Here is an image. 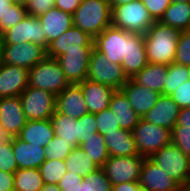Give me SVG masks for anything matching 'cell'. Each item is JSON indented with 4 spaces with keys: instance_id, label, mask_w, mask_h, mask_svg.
Listing matches in <instances>:
<instances>
[{
    "instance_id": "obj_25",
    "label": "cell",
    "mask_w": 190,
    "mask_h": 191,
    "mask_svg": "<svg viewBox=\"0 0 190 191\" xmlns=\"http://www.w3.org/2000/svg\"><path fill=\"white\" fill-rule=\"evenodd\" d=\"M109 156H134L139 155L132 131L117 129L112 133L103 135Z\"/></svg>"
},
{
    "instance_id": "obj_45",
    "label": "cell",
    "mask_w": 190,
    "mask_h": 191,
    "mask_svg": "<svg viewBox=\"0 0 190 191\" xmlns=\"http://www.w3.org/2000/svg\"><path fill=\"white\" fill-rule=\"evenodd\" d=\"M179 108L190 107V79L181 84L171 95H169Z\"/></svg>"
},
{
    "instance_id": "obj_11",
    "label": "cell",
    "mask_w": 190,
    "mask_h": 191,
    "mask_svg": "<svg viewBox=\"0 0 190 191\" xmlns=\"http://www.w3.org/2000/svg\"><path fill=\"white\" fill-rule=\"evenodd\" d=\"M3 44L31 42L46 49V35L38 17L27 15L18 24L1 35Z\"/></svg>"
},
{
    "instance_id": "obj_38",
    "label": "cell",
    "mask_w": 190,
    "mask_h": 191,
    "mask_svg": "<svg viewBox=\"0 0 190 191\" xmlns=\"http://www.w3.org/2000/svg\"><path fill=\"white\" fill-rule=\"evenodd\" d=\"M74 147L65 142L62 138L54 136L47 144L45 157L46 160H65Z\"/></svg>"
},
{
    "instance_id": "obj_35",
    "label": "cell",
    "mask_w": 190,
    "mask_h": 191,
    "mask_svg": "<svg viewBox=\"0 0 190 191\" xmlns=\"http://www.w3.org/2000/svg\"><path fill=\"white\" fill-rule=\"evenodd\" d=\"M164 95H171L181 84L189 80L188 67L176 62L167 65Z\"/></svg>"
},
{
    "instance_id": "obj_41",
    "label": "cell",
    "mask_w": 190,
    "mask_h": 191,
    "mask_svg": "<svg viewBox=\"0 0 190 191\" xmlns=\"http://www.w3.org/2000/svg\"><path fill=\"white\" fill-rule=\"evenodd\" d=\"M17 169L12 141L0 144V171L15 173Z\"/></svg>"
},
{
    "instance_id": "obj_1",
    "label": "cell",
    "mask_w": 190,
    "mask_h": 191,
    "mask_svg": "<svg viewBox=\"0 0 190 191\" xmlns=\"http://www.w3.org/2000/svg\"><path fill=\"white\" fill-rule=\"evenodd\" d=\"M181 31L155 21L143 35L148 63L169 65L175 60Z\"/></svg>"
},
{
    "instance_id": "obj_31",
    "label": "cell",
    "mask_w": 190,
    "mask_h": 191,
    "mask_svg": "<svg viewBox=\"0 0 190 191\" xmlns=\"http://www.w3.org/2000/svg\"><path fill=\"white\" fill-rule=\"evenodd\" d=\"M66 170L85 177L93 173L99 167L93 162L88 154L79 146L72 149L65 159Z\"/></svg>"
},
{
    "instance_id": "obj_30",
    "label": "cell",
    "mask_w": 190,
    "mask_h": 191,
    "mask_svg": "<svg viewBox=\"0 0 190 191\" xmlns=\"http://www.w3.org/2000/svg\"><path fill=\"white\" fill-rule=\"evenodd\" d=\"M190 20V3L171 2L160 22L180 31H186Z\"/></svg>"
},
{
    "instance_id": "obj_28",
    "label": "cell",
    "mask_w": 190,
    "mask_h": 191,
    "mask_svg": "<svg viewBox=\"0 0 190 191\" xmlns=\"http://www.w3.org/2000/svg\"><path fill=\"white\" fill-rule=\"evenodd\" d=\"M167 75V65L148 63L131 79L144 87H148L164 95V83Z\"/></svg>"
},
{
    "instance_id": "obj_9",
    "label": "cell",
    "mask_w": 190,
    "mask_h": 191,
    "mask_svg": "<svg viewBox=\"0 0 190 191\" xmlns=\"http://www.w3.org/2000/svg\"><path fill=\"white\" fill-rule=\"evenodd\" d=\"M145 157L134 156H109L102 169L112 185L123 182H139L141 169Z\"/></svg>"
},
{
    "instance_id": "obj_37",
    "label": "cell",
    "mask_w": 190,
    "mask_h": 191,
    "mask_svg": "<svg viewBox=\"0 0 190 191\" xmlns=\"http://www.w3.org/2000/svg\"><path fill=\"white\" fill-rule=\"evenodd\" d=\"M44 183L58 184L66 173L65 160H45L38 168Z\"/></svg>"
},
{
    "instance_id": "obj_55",
    "label": "cell",
    "mask_w": 190,
    "mask_h": 191,
    "mask_svg": "<svg viewBox=\"0 0 190 191\" xmlns=\"http://www.w3.org/2000/svg\"><path fill=\"white\" fill-rule=\"evenodd\" d=\"M30 0H11V2L15 5H21L23 7H26L28 5Z\"/></svg>"
},
{
    "instance_id": "obj_14",
    "label": "cell",
    "mask_w": 190,
    "mask_h": 191,
    "mask_svg": "<svg viewBox=\"0 0 190 191\" xmlns=\"http://www.w3.org/2000/svg\"><path fill=\"white\" fill-rule=\"evenodd\" d=\"M139 184L144 191H186L150 158H145Z\"/></svg>"
},
{
    "instance_id": "obj_26",
    "label": "cell",
    "mask_w": 190,
    "mask_h": 191,
    "mask_svg": "<svg viewBox=\"0 0 190 191\" xmlns=\"http://www.w3.org/2000/svg\"><path fill=\"white\" fill-rule=\"evenodd\" d=\"M109 108L117 117L121 129L132 131L141 119L121 90H115L111 97Z\"/></svg>"
},
{
    "instance_id": "obj_44",
    "label": "cell",
    "mask_w": 190,
    "mask_h": 191,
    "mask_svg": "<svg viewBox=\"0 0 190 191\" xmlns=\"http://www.w3.org/2000/svg\"><path fill=\"white\" fill-rule=\"evenodd\" d=\"M154 21H160L171 0H141Z\"/></svg>"
},
{
    "instance_id": "obj_53",
    "label": "cell",
    "mask_w": 190,
    "mask_h": 191,
    "mask_svg": "<svg viewBox=\"0 0 190 191\" xmlns=\"http://www.w3.org/2000/svg\"><path fill=\"white\" fill-rule=\"evenodd\" d=\"M39 191H62L57 184L44 183Z\"/></svg>"
},
{
    "instance_id": "obj_6",
    "label": "cell",
    "mask_w": 190,
    "mask_h": 191,
    "mask_svg": "<svg viewBox=\"0 0 190 191\" xmlns=\"http://www.w3.org/2000/svg\"><path fill=\"white\" fill-rule=\"evenodd\" d=\"M139 155L150 158L162 147L171 143V131L153 123L140 119L132 130Z\"/></svg>"
},
{
    "instance_id": "obj_15",
    "label": "cell",
    "mask_w": 190,
    "mask_h": 191,
    "mask_svg": "<svg viewBox=\"0 0 190 191\" xmlns=\"http://www.w3.org/2000/svg\"><path fill=\"white\" fill-rule=\"evenodd\" d=\"M20 96L0 98V125L12 137H18L26 124Z\"/></svg>"
},
{
    "instance_id": "obj_17",
    "label": "cell",
    "mask_w": 190,
    "mask_h": 191,
    "mask_svg": "<svg viewBox=\"0 0 190 191\" xmlns=\"http://www.w3.org/2000/svg\"><path fill=\"white\" fill-rule=\"evenodd\" d=\"M29 70L20 66H0V98L20 96L28 86Z\"/></svg>"
},
{
    "instance_id": "obj_19",
    "label": "cell",
    "mask_w": 190,
    "mask_h": 191,
    "mask_svg": "<svg viewBox=\"0 0 190 191\" xmlns=\"http://www.w3.org/2000/svg\"><path fill=\"white\" fill-rule=\"evenodd\" d=\"M89 113L96 114L109 108L115 89L88 78L79 83Z\"/></svg>"
},
{
    "instance_id": "obj_21",
    "label": "cell",
    "mask_w": 190,
    "mask_h": 191,
    "mask_svg": "<svg viewBox=\"0 0 190 191\" xmlns=\"http://www.w3.org/2000/svg\"><path fill=\"white\" fill-rule=\"evenodd\" d=\"M128 98L133 110L142 116L154 107L160 93L135 83L131 78L120 88Z\"/></svg>"
},
{
    "instance_id": "obj_29",
    "label": "cell",
    "mask_w": 190,
    "mask_h": 191,
    "mask_svg": "<svg viewBox=\"0 0 190 191\" xmlns=\"http://www.w3.org/2000/svg\"><path fill=\"white\" fill-rule=\"evenodd\" d=\"M50 120L56 136L69 142L74 148L78 147V119L55 111Z\"/></svg>"
},
{
    "instance_id": "obj_16",
    "label": "cell",
    "mask_w": 190,
    "mask_h": 191,
    "mask_svg": "<svg viewBox=\"0 0 190 191\" xmlns=\"http://www.w3.org/2000/svg\"><path fill=\"white\" fill-rule=\"evenodd\" d=\"M91 52L68 51L56 58L70 84H79L88 77Z\"/></svg>"
},
{
    "instance_id": "obj_18",
    "label": "cell",
    "mask_w": 190,
    "mask_h": 191,
    "mask_svg": "<svg viewBox=\"0 0 190 191\" xmlns=\"http://www.w3.org/2000/svg\"><path fill=\"white\" fill-rule=\"evenodd\" d=\"M179 110V106L169 95L161 94L154 107L146 112L142 119L172 131L176 125Z\"/></svg>"
},
{
    "instance_id": "obj_22",
    "label": "cell",
    "mask_w": 190,
    "mask_h": 191,
    "mask_svg": "<svg viewBox=\"0 0 190 191\" xmlns=\"http://www.w3.org/2000/svg\"><path fill=\"white\" fill-rule=\"evenodd\" d=\"M148 60L145 50V42L142 34H134L127 42L126 59H122L121 66L127 78L147 66Z\"/></svg>"
},
{
    "instance_id": "obj_54",
    "label": "cell",
    "mask_w": 190,
    "mask_h": 191,
    "mask_svg": "<svg viewBox=\"0 0 190 191\" xmlns=\"http://www.w3.org/2000/svg\"><path fill=\"white\" fill-rule=\"evenodd\" d=\"M131 1H134V0H108V2H109V4H110L112 9L115 6H120V5H123V4H128Z\"/></svg>"
},
{
    "instance_id": "obj_40",
    "label": "cell",
    "mask_w": 190,
    "mask_h": 191,
    "mask_svg": "<svg viewBox=\"0 0 190 191\" xmlns=\"http://www.w3.org/2000/svg\"><path fill=\"white\" fill-rule=\"evenodd\" d=\"M97 132L95 114L87 113L78 118V147L85 142V139L93 137V134Z\"/></svg>"
},
{
    "instance_id": "obj_24",
    "label": "cell",
    "mask_w": 190,
    "mask_h": 191,
    "mask_svg": "<svg viewBox=\"0 0 190 191\" xmlns=\"http://www.w3.org/2000/svg\"><path fill=\"white\" fill-rule=\"evenodd\" d=\"M38 18L45 31L46 49L50 42L59 38L65 31L73 26L72 14L55 7L45 14L40 15Z\"/></svg>"
},
{
    "instance_id": "obj_43",
    "label": "cell",
    "mask_w": 190,
    "mask_h": 191,
    "mask_svg": "<svg viewBox=\"0 0 190 191\" xmlns=\"http://www.w3.org/2000/svg\"><path fill=\"white\" fill-rule=\"evenodd\" d=\"M171 143L190 158V129H183V126H174L171 131Z\"/></svg>"
},
{
    "instance_id": "obj_48",
    "label": "cell",
    "mask_w": 190,
    "mask_h": 191,
    "mask_svg": "<svg viewBox=\"0 0 190 191\" xmlns=\"http://www.w3.org/2000/svg\"><path fill=\"white\" fill-rule=\"evenodd\" d=\"M81 0H55L54 7L73 14L79 7Z\"/></svg>"
},
{
    "instance_id": "obj_20",
    "label": "cell",
    "mask_w": 190,
    "mask_h": 191,
    "mask_svg": "<svg viewBox=\"0 0 190 191\" xmlns=\"http://www.w3.org/2000/svg\"><path fill=\"white\" fill-rule=\"evenodd\" d=\"M56 112L73 119L89 113L79 84H69L56 96Z\"/></svg>"
},
{
    "instance_id": "obj_13",
    "label": "cell",
    "mask_w": 190,
    "mask_h": 191,
    "mask_svg": "<svg viewBox=\"0 0 190 191\" xmlns=\"http://www.w3.org/2000/svg\"><path fill=\"white\" fill-rule=\"evenodd\" d=\"M46 49L31 42L3 44V63L30 70L46 57Z\"/></svg>"
},
{
    "instance_id": "obj_49",
    "label": "cell",
    "mask_w": 190,
    "mask_h": 191,
    "mask_svg": "<svg viewBox=\"0 0 190 191\" xmlns=\"http://www.w3.org/2000/svg\"><path fill=\"white\" fill-rule=\"evenodd\" d=\"M14 189V173L0 171V191Z\"/></svg>"
},
{
    "instance_id": "obj_4",
    "label": "cell",
    "mask_w": 190,
    "mask_h": 191,
    "mask_svg": "<svg viewBox=\"0 0 190 191\" xmlns=\"http://www.w3.org/2000/svg\"><path fill=\"white\" fill-rule=\"evenodd\" d=\"M69 84L55 58L46 56L29 70L28 86L48 91L56 96Z\"/></svg>"
},
{
    "instance_id": "obj_52",
    "label": "cell",
    "mask_w": 190,
    "mask_h": 191,
    "mask_svg": "<svg viewBox=\"0 0 190 191\" xmlns=\"http://www.w3.org/2000/svg\"><path fill=\"white\" fill-rule=\"evenodd\" d=\"M13 137L0 125V144L11 142Z\"/></svg>"
},
{
    "instance_id": "obj_59",
    "label": "cell",
    "mask_w": 190,
    "mask_h": 191,
    "mask_svg": "<svg viewBox=\"0 0 190 191\" xmlns=\"http://www.w3.org/2000/svg\"><path fill=\"white\" fill-rule=\"evenodd\" d=\"M187 67H188L189 79H190V65H188Z\"/></svg>"
},
{
    "instance_id": "obj_3",
    "label": "cell",
    "mask_w": 190,
    "mask_h": 191,
    "mask_svg": "<svg viewBox=\"0 0 190 191\" xmlns=\"http://www.w3.org/2000/svg\"><path fill=\"white\" fill-rule=\"evenodd\" d=\"M154 22L141 0L112 9V26L127 32L145 35Z\"/></svg>"
},
{
    "instance_id": "obj_46",
    "label": "cell",
    "mask_w": 190,
    "mask_h": 191,
    "mask_svg": "<svg viewBox=\"0 0 190 191\" xmlns=\"http://www.w3.org/2000/svg\"><path fill=\"white\" fill-rule=\"evenodd\" d=\"M55 0H30L26 6L27 15L39 17L54 8Z\"/></svg>"
},
{
    "instance_id": "obj_58",
    "label": "cell",
    "mask_w": 190,
    "mask_h": 191,
    "mask_svg": "<svg viewBox=\"0 0 190 191\" xmlns=\"http://www.w3.org/2000/svg\"><path fill=\"white\" fill-rule=\"evenodd\" d=\"M187 31L190 32V20H189V23H188V26H187Z\"/></svg>"
},
{
    "instance_id": "obj_23",
    "label": "cell",
    "mask_w": 190,
    "mask_h": 191,
    "mask_svg": "<svg viewBox=\"0 0 190 191\" xmlns=\"http://www.w3.org/2000/svg\"><path fill=\"white\" fill-rule=\"evenodd\" d=\"M12 146L17 166L20 169H38L40 165L46 160V148L43 146L27 143L19 137H13Z\"/></svg>"
},
{
    "instance_id": "obj_12",
    "label": "cell",
    "mask_w": 190,
    "mask_h": 191,
    "mask_svg": "<svg viewBox=\"0 0 190 191\" xmlns=\"http://www.w3.org/2000/svg\"><path fill=\"white\" fill-rule=\"evenodd\" d=\"M94 38L77 26H72L59 38L48 44L46 49L47 57L58 58L68 51H92Z\"/></svg>"
},
{
    "instance_id": "obj_50",
    "label": "cell",
    "mask_w": 190,
    "mask_h": 191,
    "mask_svg": "<svg viewBox=\"0 0 190 191\" xmlns=\"http://www.w3.org/2000/svg\"><path fill=\"white\" fill-rule=\"evenodd\" d=\"M175 126H183V129H190V107L179 110Z\"/></svg>"
},
{
    "instance_id": "obj_42",
    "label": "cell",
    "mask_w": 190,
    "mask_h": 191,
    "mask_svg": "<svg viewBox=\"0 0 190 191\" xmlns=\"http://www.w3.org/2000/svg\"><path fill=\"white\" fill-rule=\"evenodd\" d=\"M174 62L190 65V32L187 30L180 33Z\"/></svg>"
},
{
    "instance_id": "obj_56",
    "label": "cell",
    "mask_w": 190,
    "mask_h": 191,
    "mask_svg": "<svg viewBox=\"0 0 190 191\" xmlns=\"http://www.w3.org/2000/svg\"><path fill=\"white\" fill-rule=\"evenodd\" d=\"M3 64V41L0 36V66Z\"/></svg>"
},
{
    "instance_id": "obj_34",
    "label": "cell",
    "mask_w": 190,
    "mask_h": 191,
    "mask_svg": "<svg viewBox=\"0 0 190 191\" xmlns=\"http://www.w3.org/2000/svg\"><path fill=\"white\" fill-rule=\"evenodd\" d=\"M80 147L99 168H102L104 162L109 158V152L103 135L99 132L93 134V137L85 139V142H83Z\"/></svg>"
},
{
    "instance_id": "obj_57",
    "label": "cell",
    "mask_w": 190,
    "mask_h": 191,
    "mask_svg": "<svg viewBox=\"0 0 190 191\" xmlns=\"http://www.w3.org/2000/svg\"><path fill=\"white\" fill-rule=\"evenodd\" d=\"M171 2H174V3H177V2L190 3V0H171Z\"/></svg>"
},
{
    "instance_id": "obj_5",
    "label": "cell",
    "mask_w": 190,
    "mask_h": 191,
    "mask_svg": "<svg viewBox=\"0 0 190 191\" xmlns=\"http://www.w3.org/2000/svg\"><path fill=\"white\" fill-rule=\"evenodd\" d=\"M150 159L165 170L186 191L190 188V158L170 143L154 153Z\"/></svg>"
},
{
    "instance_id": "obj_33",
    "label": "cell",
    "mask_w": 190,
    "mask_h": 191,
    "mask_svg": "<svg viewBox=\"0 0 190 191\" xmlns=\"http://www.w3.org/2000/svg\"><path fill=\"white\" fill-rule=\"evenodd\" d=\"M44 185L37 168H18L14 173V189L19 191H39Z\"/></svg>"
},
{
    "instance_id": "obj_36",
    "label": "cell",
    "mask_w": 190,
    "mask_h": 191,
    "mask_svg": "<svg viewBox=\"0 0 190 191\" xmlns=\"http://www.w3.org/2000/svg\"><path fill=\"white\" fill-rule=\"evenodd\" d=\"M75 191H112V183L105 176L102 168L87 174Z\"/></svg>"
},
{
    "instance_id": "obj_47",
    "label": "cell",
    "mask_w": 190,
    "mask_h": 191,
    "mask_svg": "<svg viewBox=\"0 0 190 191\" xmlns=\"http://www.w3.org/2000/svg\"><path fill=\"white\" fill-rule=\"evenodd\" d=\"M83 178L84 177H82L81 175L66 171V173L60 179L57 185L62 191H75L78 184L82 182Z\"/></svg>"
},
{
    "instance_id": "obj_8",
    "label": "cell",
    "mask_w": 190,
    "mask_h": 191,
    "mask_svg": "<svg viewBox=\"0 0 190 191\" xmlns=\"http://www.w3.org/2000/svg\"><path fill=\"white\" fill-rule=\"evenodd\" d=\"M27 120H45L56 111V95L39 88L27 86L20 95Z\"/></svg>"
},
{
    "instance_id": "obj_7",
    "label": "cell",
    "mask_w": 190,
    "mask_h": 191,
    "mask_svg": "<svg viewBox=\"0 0 190 191\" xmlns=\"http://www.w3.org/2000/svg\"><path fill=\"white\" fill-rule=\"evenodd\" d=\"M87 78L108 85L115 90H120L128 80L123 71V67L120 64L109 61L107 57L95 47L90 55Z\"/></svg>"
},
{
    "instance_id": "obj_39",
    "label": "cell",
    "mask_w": 190,
    "mask_h": 191,
    "mask_svg": "<svg viewBox=\"0 0 190 191\" xmlns=\"http://www.w3.org/2000/svg\"><path fill=\"white\" fill-rule=\"evenodd\" d=\"M95 120L98 132L102 135L105 133H112L115 130L120 129V123L117 121V117L110 108L96 113Z\"/></svg>"
},
{
    "instance_id": "obj_10",
    "label": "cell",
    "mask_w": 190,
    "mask_h": 191,
    "mask_svg": "<svg viewBox=\"0 0 190 191\" xmlns=\"http://www.w3.org/2000/svg\"><path fill=\"white\" fill-rule=\"evenodd\" d=\"M134 34L111 25L94 39V47L109 61L121 65L126 59L127 42Z\"/></svg>"
},
{
    "instance_id": "obj_51",
    "label": "cell",
    "mask_w": 190,
    "mask_h": 191,
    "mask_svg": "<svg viewBox=\"0 0 190 191\" xmlns=\"http://www.w3.org/2000/svg\"><path fill=\"white\" fill-rule=\"evenodd\" d=\"M112 191H144L139 182H123L112 185Z\"/></svg>"
},
{
    "instance_id": "obj_2",
    "label": "cell",
    "mask_w": 190,
    "mask_h": 191,
    "mask_svg": "<svg viewBox=\"0 0 190 191\" xmlns=\"http://www.w3.org/2000/svg\"><path fill=\"white\" fill-rule=\"evenodd\" d=\"M72 19L74 26L95 39L112 25V8L108 0H81Z\"/></svg>"
},
{
    "instance_id": "obj_27",
    "label": "cell",
    "mask_w": 190,
    "mask_h": 191,
    "mask_svg": "<svg viewBox=\"0 0 190 191\" xmlns=\"http://www.w3.org/2000/svg\"><path fill=\"white\" fill-rule=\"evenodd\" d=\"M55 136L50 119L27 120L22 128L19 138L27 143L47 147L49 141Z\"/></svg>"
},
{
    "instance_id": "obj_32",
    "label": "cell",
    "mask_w": 190,
    "mask_h": 191,
    "mask_svg": "<svg viewBox=\"0 0 190 191\" xmlns=\"http://www.w3.org/2000/svg\"><path fill=\"white\" fill-rule=\"evenodd\" d=\"M27 16L26 7L0 0V36Z\"/></svg>"
}]
</instances>
